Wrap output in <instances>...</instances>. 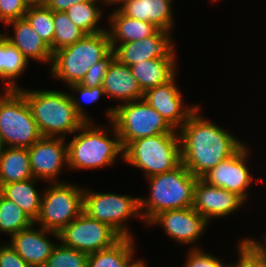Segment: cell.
I'll return each mask as SVG.
<instances>
[{"instance_id":"f1b7e54d","label":"cell","mask_w":266,"mask_h":267,"mask_svg":"<svg viewBox=\"0 0 266 267\" xmlns=\"http://www.w3.org/2000/svg\"><path fill=\"white\" fill-rule=\"evenodd\" d=\"M35 222L13 201L0 193V232L10 236L29 228Z\"/></svg>"},{"instance_id":"44dd1931","label":"cell","mask_w":266,"mask_h":267,"mask_svg":"<svg viewBox=\"0 0 266 267\" xmlns=\"http://www.w3.org/2000/svg\"><path fill=\"white\" fill-rule=\"evenodd\" d=\"M6 24H11L15 32V37L6 36V38L22 52L27 60L30 57L31 59L51 63L52 51L50 47L25 18L12 20Z\"/></svg>"},{"instance_id":"4fadbf2b","label":"cell","mask_w":266,"mask_h":267,"mask_svg":"<svg viewBox=\"0 0 266 267\" xmlns=\"http://www.w3.org/2000/svg\"><path fill=\"white\" fill-rule=\"evenodd\" d=\"M64 140L59 137H41L28 148L34 178L51 180L52 183L54 179L56 181L63 164H68L67 144L64 146Z\"/></svg>"},{"instance_id":"4316f807","label":"cell","mask_w":266,"mask_h":267,"mask_svg":"<svg viewBox=\"0 0 266 267\" xmlns=\"http://www.w3.org/2000/svg\"><path fill=\"white\" fill-rule=\"evenodd\" d=\"M133 247L132 237H122L113 246L89 254L87 267H129Z\"/></svg>"},{"instance_id":"2e32d148","label":"cell","mask_w":266,"mask_h":267,"mask_svg":"<svg viewBox=\"0 0 266 267\" xmlns=\"http://www.w3.org/2000/svg\"><path fill=\"white\" fill-rule=\"evenodd\" d=\"M208 221L192 207L166 210L154 216L148 224H161L169 236L181 244L193 243L202 235Z\"/></svg>"},{"instance_id":"8d00e7d4","label":"cell","mask_w":266,"mask_h":267,"mask_svg":"<svg viewBox=\"0 0 266 267\" xmlns=\"http://www.w3.org/2000/svg\"><path fill=\"white\" fill-rule=\"evenodd\" d=\"M239 261L230 267H266L254 254H252L242 242L239 244Z\"/></svg>"},{"instance_id":"83f0119b","label":"cell","mask_w":266,"mask_h":267,"mask_svg":"<svg viewBox=\"0 0 266 267\" xmlns=\"http://www.w3.org/2000/svg\"><path fill=\"white\" fill-rule=\"evenodd\" d=\"M96 1L98 0L74 4L65 11L71 21L86 34H97L105 31L97 28V24L102 17V9L97 8Z\"/></svg>"},{"instance_id":"6da1fadb","label":"cell","mask_w":266,"mask_h":267,"mask_svg":"<svg viewBox=\"0 0 266 267\" xmlns=\"http://www.w3.org/2000/svg\"><path fill=\"white\" fill-rule=\"evenodd\" d=\"M190 115L179 131L181 162L197 178H202L223 160L231 157L243 143L221 127L198 115Z\"/></svg>"},{"instance_id":"4dcf8cb0","label":"cell","mask_w":266,"mask_h":267,"mask_svg":"<svg viewBox=\"0 0 266 267\" xmlns=\"http://www.w3.org/2000/svg\"><path fill=\"white\" fill-rule=\"evenodd\" d=\"M24 18L50 47L53 53V40L55 35L53 11L46 6L29 7Z\"/></svg>"},{"instance_id":"ee69618b","label":"cell","mask_w":266,"mask_h":267,"mask_svg":"<svg viewBox=\"0 0 266 267\" xmlns=\"http://www.w3.org/2000/svg\"><path fill=\"white\" fill-rule=\"evenodd\" d=\"M4 146H5V143L3 141L2 136L0 135V156L3 154V152L5 150Z\"/></svg>"},{"instance_id":"60d3db41","label":"cell","mask_w":266,"mask_h":267,"mask_svg":"<svg viewBox=\"0 0 266 267\" xmlns=\"http://www.w3.org/2000/svg\"><path fill=\"white\" fill-rule=\"evenodd\" d=\"M48 0H25L28 7L45 6Z\"/></svg>"},{"instance_id":"7a4b0ae2","label":"cell","mask_w":266,"mask_h":267,"mask_svg":"<svg viewBox=\"0 0 266 267\" xmlns=\"http://www.w3.org/2000/svg\"><path fill=\"white\" fill-rule=\"evenodd\" d=\"M18 91L25 97L42 137L59 134L57 137L65 138L66 133L77 132L85 122H91L75 97L63 91Z\"/></svg>"},{"instance_id":"d590c367","label":"cell","mask_w":266,"mask_h":267,"mask_svg":"<svg viewBox=\"0 0 266 267\" xmlns=\"http://www.w3.org/2000/svg\"><path fill=\"white\" fill-rule=\"evenodd\" d=\"M0 267H31L24 259L10 246H0Z\"/></svg>"},{"instance_id":"9a60e30c","label":"cell","mask_w":266,"mask_h":267,"mask_svg":"<svg viewBox=\"0 0 266 267\" xmlns=\"http://www.w3.org/2000/svg\"><path fill=\"white\" fill-rule=\"evenodd\" d=\"M245 200L237 193L208 184L198 178L194 188L192 208L207 221L233 213Z\"/></svg>"},{"instance_id":"836d02e7","label":"cell","mask_w":266,"mask_h":267,"mask_svg":"<svg viewBox=\"0 0 266 267\" xmlns=\"http://www.w3.org/2000/svg\"><path fill=\"white\" fill-rule=\"evenodd\" d=\"M28 8L25 0H0V21L6 24L24 18Z\"/></svg>"},{"instance_id":"ab89813d","label":"cell","mask_w":266,"mask_h":267,"mask_svg":"<svg viewBox=\"0 0 266 267\" xmlns=\"http://www.w3.org/2000/svg\"><path fill=\"white\" fill-rule=\"evenodd\" d=\"M89 0H48L46 7L53 12H65L74 4L82 3Z\"/></svg>"},{"instance_id":"484cf974","label":"cell","mask_w":266,"mask_h":267,"mask_svg":"<svg viewBox=\"0 0 266 267\" xmlns=\"http://www.w3.org/2000/svg\"><path fill=\"white\" fill-rule=\"evenodd\" d=\"M27 61L22 52L6 38L5 34L0 37V78L4 83L7 82L5 91L19 89L14 80L25 70Z\"/></svg>"},{"instance_id":"3957f363","label":"cell","mask_w":266,"mask_h":267,"mask_svg":"<svg viewBox=\"0 0 266 267\" xmlns=\"http://www.w3.org/2000/svg\"><path fill=\"white\" fill-rule=\"evenodd\" d=\"M148 179L150 197L139 199L140 214L147 223L160 212L193 206L194 188L198 178L192 175L182 162L173 170ZM143 208H146L144 212Z\"/></svg>"},{"instance_id":"52a82bcc","label":"cell","mask_w":266,"mask_h":267,"mask_svg":"<svg viewBox=\"0 0 266 267\" xmlns=\"http://www.w3.org/2000/svg\"><path fill=\"white\" fill-rule=\"evenodd\" d=\"M123 159L142 170L147 177L173 170L181 163L178 134H158L130 142Z\"/></svg>"},{"instance_id":"d4e9b609","label":"cell","mask_w":266,"mask_h":267,"mask_svg":"<svg viewBox=\"0 0 266 267\" xmlns=\"http://www.w3.org/2000/svg\"><path fill=\"white\" fill-rule=\"evenodd\" d=\"M36 178L0 186V193L19 206L34 222L39 217L42 195L34 187Z\"/></svg>"},{"instance_id":"1f68e13d","label":"cell","mask_w":266,"mask_h":267,"mask_svg":"<svg viewBox=\"0 0 266 267\" xmlns=\"http://www.w3.org/2000/svg\"><path fill=\"white\" fill-rule=\"evenodd\" d=\"M89 254L62 243L54 247L52 254L43 267H87Z\"/></svg>"},{"instance_id":"7c38bea8","label":"cell","mask_w":266,"mask_h":267,"mask_svg":"<svg viewBox=\"0 0 266 267\" xmlns=\"http://www.w3.org/2000/svg\"><path fill=\"white\" fill-rule=\"evenodd\" d=\"M247 148L243 145L231 157L220 162L202 177L208 184L237 193L245 201L247 188L251 185V175L246 166Z\"/></svg>"},{"instance_id":"d6986e66","label":"cell","mask_w":266,"mask_h":267,"mask_svg":"<svg viewBox=\"0 0 266 267\" xmlns=\"http://www.w3.org/2000/svg\"><path fill=\"white\" fill-rule=\"evenodd\" d=\"M102 87L107 96L121 99L124 103L144 97L139 82L133 76L130 67L120 63L116 58L106 72Z\"/></svg>"},{"instance_id":"f546056e","label":"cell","mask_w":266,"mask_h":267,"mask_svg":"<svg viewBox=\"0 0 266 267\" xmlns=\"http://www.w3.org/2000/svg\"><path fill=\"white\" fill-rule=\"evenodd\" d=\"M53 21L55 28L53 52L74 44L86 35L71 21L66 12H53Z\"/></svg>"},{"instance_id":"5bb4252c","label":"cell","mask_w":266,"mask_h":267,"mask_svg":"<svg viewBox=\"0 0 266 267\" xmlns=\"http://www.w3.org/2000/svg\"><path fill=\"white\" fill-rule=\"evenodd\" d=\"M169 34V31L159 29L150 37L140 41L120 43V46L112 47V50L115 53V58L129 67L136 62L155 58L175 59L174 46Z\"/></svg>"},{"instance_id":"5b68a950","label":"cell","mask_w":266,"mask_h":267,"mask_svg":"<svg viewBox=\"0 0 266 267\" xmlns=\"http://www.w3.org/2000/svg\"><path fill=\"white\" fill-rule=\"evenodd\" d=\"M91 122H85L67 145L68 164L70 168L95 169L113 164L117 155L123 157L124 149L121 146L119 134L111 121L115 139H109L107 130L101 127H92ZM91 127V128H90Z\"/></svg>"},{"instance_id":"ba28073f","label":"cell","mask_w":266,"mask_h":267,"mask_svg":"<svg viewBox=\"0 0 266 267\" xmlns=\"http://www.w3.org/2000/svg\"><path fill=\"white\" fill-rule=\"evenodd\" d=\"M0 97V135L6 148H29L42 135L25 97L18 90H6Z\"/></svg>"},{"instance_id":"f35d334b","label":"cell","mask_w":266,"mask_h":267,"mask_svg":"<svg viewBox=\"0 0 266 267\" xmlns=\"http://www.w3.org/2000/svg\"><path fill=\"white\" fill-rule=\"evenodd\" d=\"M266 236V235H265ZM244 246L254 254L263 264L266 265V237H265V245L260 242L254 241V239L245 238L242 240Z\"/></svg>"},{"instance_id":"cb8c5ba5","label":"cell","mask_w":266,"mask_h":267,"mask_svg":"<svg viewBox=\"0 0 266 267\" xmlns=\"http://www.w3.org/2000/svg\"><path fill=\"white\" fill-rule=\"evenodd\" d=\"M27 148L8 147L0 156V186L12 182L32 179Z\"/></svg>"},{"instance_id":"277c9868","label":"cell","mask_w":266,"mask_h":267,"mask_svg":"<svg viewBox=\"0 0 266 267\" xmlns=\"http://www.w3.org/2000/svg\"><path fill=\"white\" fill-rule=\"evenodd\" d=\"M111 51L108 30L97 34H86L74 44L52 53L50 72L68 85L79 83L89 68Z\"/></svg>"},{"instance_id":"30bf717a","label":"cell","mask_w":266,"mask_h":267,"mask_svg":"<svg viewBox=\"0 0 266 267\" xmlns=\"http://www.w3.org/2000/svg\"><path fill=\"white\" fill-rule=\"evenodd\" d=\"M140 197L113 193L83 191V212L90 218L109 225L121 237H132L123 222L132 215L140 214Z\"/></svg>"},{"instance_id":"e575fe53","label":"cell","mask_w":266,"mask_h":267,"mask_svg":"<svg viewBox=\"0 0 266 267\" xmlns=\"http://www.w3.org/2000/svg\"><path fill=\"white\" fill-rule=\"evenodd\" d=\"M197 247L189 252L187 262L184 267H228L223 265L217 258L208 253H202Z\"/></svg>"},{"instance_id":"b9f144b4","label":"cell","mask_w":266,"mask_h":267,"mask_svg":"<svg viewBox=\"0 0 266 267\" xmlns=\"http://www.w3.org/2000/svg\"><path fill=\"white\" fill-rule=\"evenodd\" d=\"M147 265H145V263L141 260L133 262L130 264L129 267H146Z\"/></svg>"},{"instance_id":"ac0fdd59","label":"cell","mask_w":266,"mask_h":267,"mask_svg":"<svg viewBox=\"0 0 266 267\" xmlns=\"http://www.w3.org/2000/svg\"><path fill=\"white\" fill-rule=\"evenodd\" d=\"M34 225L12 235L10 246L31 267H43L56 246L46 238L45 233H51L57 239H59V233L48 231L44 228L36 231L32 228Z\"/></svg>"},{"instance_id":"7402d4cb","label":"cell","mask_w":266,"mask_h":267,"mask_svg":"<svg viewBox=\"0 0 266 267\" xmlns=\"http://www.w3.org/2000/svg\"><path fill=\"white\" fill-rule=\"evenodd\" d=\"M110 23L111 30L108 31V34L112 47H116L118 42L140 41L154 35L159 30L150 22L126 17L118 9L110 15Z\"/></svg>"},{"instance_id":"8992f818","label":"cell","mask_w":266,"mask_h":267,"mask_svg":"<svg viewBox=\"0 0 266 267\" xmlns=\"http://www.w3.org/2000/svg\"><path fill=\"white\" fill-rule=\"evenodd\" d=\"M124 149L130 142L158 134H176V130L145 100L114 106L107 111Z\"/></svg>"},{"instance_id":"603a6c76","label":"cell","mask_w":266,"mask_h":267,"mask_svg":"<svg viewBox=\"0 0 266 267\" xmlns=\"http://www.w3.org/2000/svg\"><path fill=\"white\" fill-rule=\"evenodd\" d=\"M175 59H150L130 66L133 76L139 82L143 93L162 85L175 76Z\"/></svg>"},{"instance_id":"e0dca14e","label":"cell","mask_w":266,"mask_h":267,"mask_svg":"<svg viewBox=\"0 0 266 267\" xmlns=\"http://www.w3.org/2000/svg\"><path fill=\"white\" fill-rule=\"evenodd\" d=\"M173 77L168 82L148 89L144 100L154 108L174 129L181 128L198 105L183 109L181 92Z\"/></svg>"},{"instance_id":"d6a6232c","label":"cell","mask_w":266,"mask_h":267,"mask_svg":"<svg viewBox=\"0 0 266 267\" xmlns=\"http://www.w3.org/2000/svg\"><path fill=\"white\" fill-rule=\"evenodd\" d=\"M115 59V53L112 50L107 56L91 66L84 78L79 82L87 88L101 86L112 61Z\"/></svg>"},{"instance_id":"74e56055","label":"cell","mask_w":266,"mask_h":267,"mask_svg":"<svg viewBox=\"0 0 266 267\" xmlns=\"http://www.w3.org/2000/svg\"><path fill=\"white\" fill-rule=\"evenodd\" d=\"M69 86L79 92L82 99L88 103L97 101L102 94L105 95L102 85L94 88H87L80 83H74Z\"/></svg>"},{"instance_id":"7bdbcfd3","label":"cell","mask_w":266,"mask_h":267,"mask_svg":"<svg viewBox=\"0 0 266 267\" xmlns=\"http://www.w3.org/2000/svg\"><path fill=\"white\" fill-rule=\"evenodd\" d=\"M101 1V0H100ZM126 0H103L102 2H105L106 4L109 3V4H113V3H121L123 4Z\"/></svg>"},{"instance_id":"9c48e42d","label":"cell","mask_w":266,"mask_h":267,"mask_svg":"<svg viewBox=\"0 0 266 267\" xmlns=\"http://www.w3.org/2000/svg\"><path fill=\"white\" fill-rule=\"evenodd\" d=\"M53 183L42 196L36 222L48 231L60 233L83 212L84 189L57 181Z\"/></svg>"},{"instance_id":"8fae6325","label":"cell","mask_w":266,"mask_h":267,"mask_svg":"<svg viewBox=\"0 0 266 267\" xmlns=\"http://www.w3.org/2000/svg\"><path fill=\"white\" fill-rule=\"evenodd\" d=\"M121 238L109 225L90 218L85 212L59 233L64 246L87 254L107 249Z\"/></svg>"},{"instance_id":"ffe728a7","label":"cell","mask_w":266,"mask_h":267,"mask_svg":"<svg viewBox=\"0 0 266 267\" xmlns=\"http://www.w3.org/2000/svg\"><path fill=\"white\" fill-rule=\"evenodd\" d=\"M172 0H126L118 10L131 17L154 24L161 30L172 28Z\"/></svg>"}]
</instances>
